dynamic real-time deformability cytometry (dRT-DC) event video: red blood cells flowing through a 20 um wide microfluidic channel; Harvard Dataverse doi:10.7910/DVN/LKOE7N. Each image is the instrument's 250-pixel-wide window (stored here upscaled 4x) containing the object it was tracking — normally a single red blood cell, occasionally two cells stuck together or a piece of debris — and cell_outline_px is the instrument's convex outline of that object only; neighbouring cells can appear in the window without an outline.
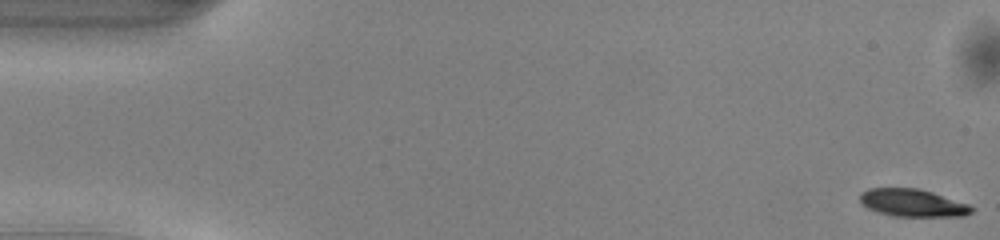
{"species": "common noctule bat (a hibernating species)", "species_latin": "Nyctalus noctula", "temperature_condition": "warm", "stored_images_in_passage": 50, "camera_frame_rate_fps": 3000, "um_per_image_px": 0.085, "animal": {"sex": "male", "body_mass_g": 13.0, "forearm_length_mm": 53.1}, "frame": {"image": 1, "passage_image": 1, "time_ms": 0.0, "image_size_px": [1000, 240], "cell_outline_px": [[976, 208], [972, 212], [964, 216], [896, 216], [876, 212], [868, 208], [860, 200], [860, 192], [868, 188], [920, 188], [968, 204]], "centroid_in_image_um": [77.58, 17.24], "position_along_channel_um": 7.4, "area_um2": 17.92}}
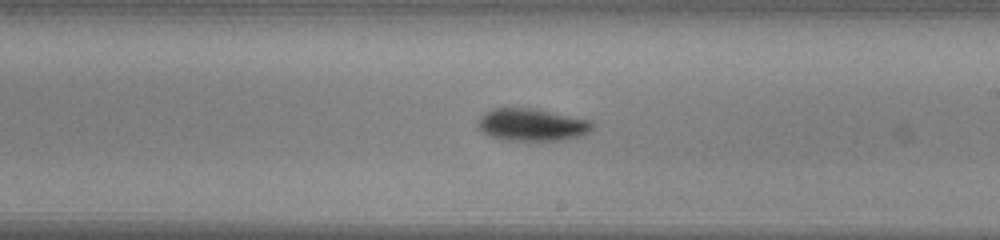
{"frame": {"image": 2, "passage_image": 29, "time_ms": 9.333, "image_size_px": [1000, 240], "cell_outline_px": [[596, 124], [584, 136], [560, 140], [504, 140], [488, 136], [476, 128], [476, 124], [480, 116], [484, 112], [492, 108], [532, 108], [592, 120]], "centroid_in_image_um": [45.19, 10.6], "position_along_channel_um": 243.8, "area_um2": 21.96}}
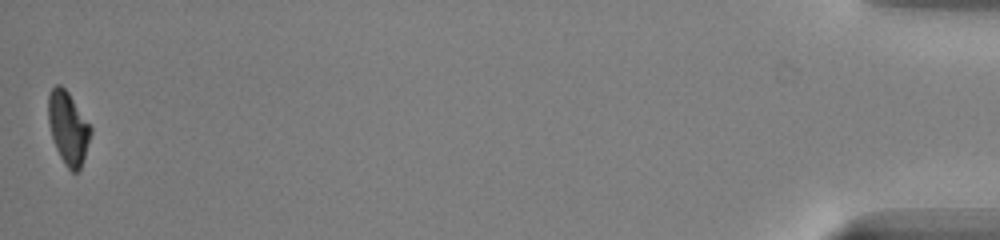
{"frame": {"image": 3, "passage_image": 50, "time_ms": 16.333, "image_size_px": [1000, 240], "cell_outline_px": [[92, 132], [80, 168], [76, 172], [72, 172], [64, 164], [56, 148], [48, 124], [48, 96], [52, 88], [56, 84], [60, 84], [68, 92], [92, 128]], "centroid_in_image_um": [5.78, 10.86], "position_along_channel_um": 429.4, "area_um2": 17.74}, "authors_computed_cell_mechanics": {"area_um2": 19.5653, "velocity_mm_per_s": 4.0886, "shape_relaxation_time_tau1_ms": 1.6637, "shape_relaxation_time_tau2_ms": null, "deformation_change_tau1": 0.1265, "deformation_change_tau2": null}}